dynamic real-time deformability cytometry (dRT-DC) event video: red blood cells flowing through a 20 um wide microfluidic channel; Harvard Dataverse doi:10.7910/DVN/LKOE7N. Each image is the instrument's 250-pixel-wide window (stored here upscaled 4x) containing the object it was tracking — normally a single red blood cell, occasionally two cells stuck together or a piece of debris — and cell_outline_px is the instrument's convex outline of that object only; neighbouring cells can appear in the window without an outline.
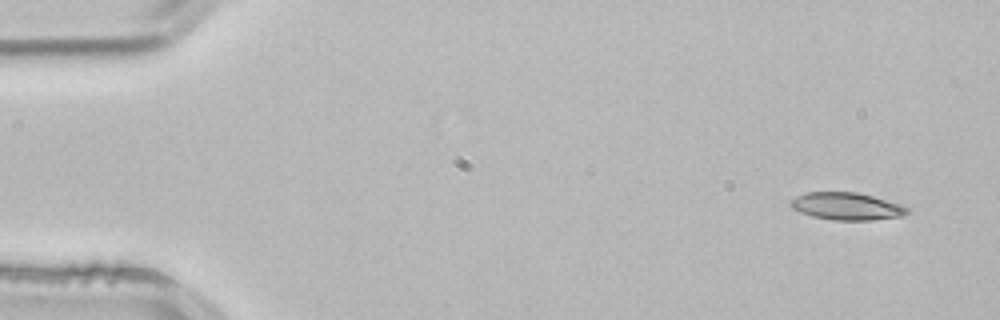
{"species": "common noctule bat (a hibernating species)", "species_latin": "Nyctalus noctula", "temperature_condition": "room temperature", "stored_images_in_passage": 3, "camera_frame_rate_fps": 3000, "um_per_image_px": 0.085, "animal": {"sex": "male", "body_mass_g": 21.5, "forearm_length_mm": 52.0}, "frame": {"image": 1, "passage_image": 1, "time_ms": 0.0, "image_size_px": [1000, 320], "cell_outline_px": [[912, 212], [904, 216], [872, 220], [832, 220], [812, 216], [800, 212], [792, 208], [788, 204], [788, 200], [796, 196], [808, 192], [856, 192], [872, 196], [900, 204], [908, 208]], "centroid_in_image_um": [71.96, 17.54], "position_along_channel_um": 13.0, "area_um2": 18.79}}
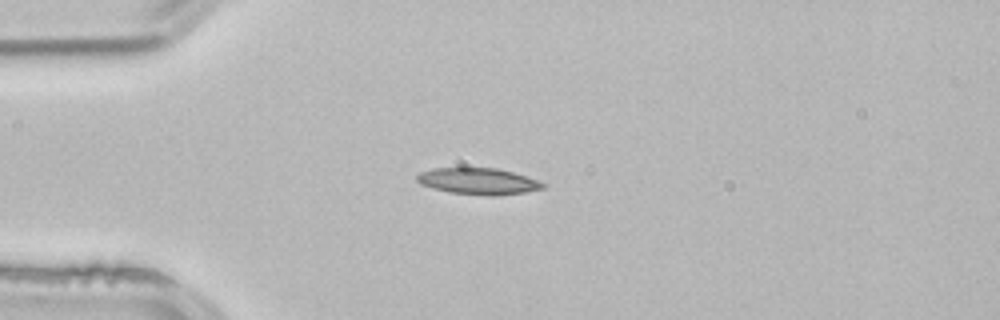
{"frame": {"image": 2, "passage_image": 3, "time_ms": 0.667, "image_size_px": [1000, 320], "cell_outline_px": [[548, 184], [544, 188], [524, 192], [492, 196], [448, 192], [432, 188], [420, 184], [416, 180], [416, 176], [420, 172], [432, 168], [496, 168], [512, 172]], "centroid_in_image_um": [40.61, 15.4], "position_along_channel_um": 44.4, "area_um2": 19.31}}